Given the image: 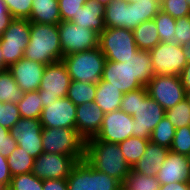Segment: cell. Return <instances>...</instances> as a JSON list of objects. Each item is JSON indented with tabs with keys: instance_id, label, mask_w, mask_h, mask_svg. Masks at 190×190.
Masks as SVG:
<instances>
[{
	"instance_id": "cell-1",
	"label": "cell",
	"mask_w": 190,
	"mask_h": 190,
	"mask_svg": "<svg viewBox=\"0 0 190 190\" xmlns=\"http://www.w3.org/2000/svg\"><path fill=\"white\" fill-rule=\"evenodd\" d=\"M160 10V0H112L104 6V24L106 28L134 30L142 22L153 19Z\"/></svg>"
},
{
	"instance_id": "cell-2",
	"label": "cell",
	"mask_w": 190,
	"mask_h": 190,
	"mask_svg": "<svg viewBox=\"0 0 190 190\" xmlns=\"http://www.w3.org/2000/svg\"><path fill=\"white\" fill-rule=\"evenodd\" d=\"M98 171L114 177L121 183L129 174L131 167L125 161L119 144L104 142L95 138L85 141V158Z\"/></svg>"
},
{
	"instance_id": "cell-3",
	"label": "cell",
	"mask_w": 190,
	"mask_h": 190,
	"mask_svg": "<svg viewBox=\"0 0 190 190\" xmlns=\"http://www.w3.org/2000/svg\"><path fill=\"white\" fill-rule=\"evenodd\" d=\"M58 25L31 23L30 38L24 58L43 65L63 59Z\"/></svg>"
},
{
	"instance_id": "cell-4",
	"label": "cell",
	"mask_w": 190,
	"mask_h": 190,
	"mask_svg": "<svg viewBox=\"0 0 190 190\" xmlns=\"http://www.w3.org/2000/svg\"><path fill=\"white\" fill-rule=\"evenodd\" d=\"M62 61L71 80L97 84L102 78L106 58L98 46L91 50L68 54Z\"/></svg>"
},
{
	"instance_id": "cell-5",
	"label": "cell",
	"mask_w": 190,
	"mask_h": 190,
	"mask_svg": "<svg viewBox=\"0 0 190 190\" xmlns=\"http://www.w3.org/2000/svg\"><path fill=\"white\" fill-rule=\"evenodd\" d=\"M43 152L73 156L77 161L85 158V140L76 128L42 127Z\"/></svg>"
},
{
	"instance_id": "cell-6",
	"label": "cell",
	"mask_w": 190,
	"mask_h": 190,
	"mask_svg": "<svg viewBox=\"0 0 190 190\" xmlns=\"http://www.w3.org/2000/svg\"><path fill=\"white\" fill-rule=\"evenodd\" d=\"M68 190H120L122 183L98 171L85 159L78 161L66 178Z\"/></svg>"
},
{
	"instance_id": "cell-7",
	"label": "cell",
	"mask_w": 190,
	"mask_h": 190,
	"mask_svg": "<svg viewBox=\"0 0 190 190\" xmlns=\"http://www.w3.org/2000/svg\"><path fill=\"white\" fill-rule=\"evenodd\" d=\"M99 48L106 60L120 63H126L139 50L133 30L125 28H105L99 35Z\"/></svg>"
},
{
	"instance_id": "cell-8",
	"label": "cell",
	"mask_w": 190,
	"mask_h": 190,
	"mask_svg": "<svg viewBox=\"0 0 190 190\" xmlns=\"http://www.w3.org/2000/svg\"><path fill=\"white\" fill-rule=\"evenodd\" d=\"M31 23L26 18H14L0 38L3 59L10 67L24 58V51L30 38Z\"/></svg>"
},
{
	"instance_id": "cell-9",
	"label": "cell",
	"mask_w": 190,
	"mask_h": 190,
	"mask_svg": "<svg viewBox=\"0 0 190 190\" xmlns=\"http://www.w3.org/2000/svg\"><path fill=\"white\" fill-rule=\"evenodd\" d=\"M70 82L71 78L62 60L46 65L38 89L43 108L59 98L66 97Z\"/></svg>"
},
{
	"instance_id": "cell-10",
	"label": "cell",
	"mask_w": 190,
	"mask_h": 190,
	"mask_svg": "<svg viewBox=\"0 0 190 190\" xmlns=\"http://www.w3.org/2000/svg\"><path fill=\"white\" fill-rule=\"evenodd\" d=\"M58 30L63 57L99 46V34L92 29L81 28L71 21H61Z\"/></svg>"
},
{
	"instance_id": "cell-11",
	"label": "cell",
	"mask_w": 190,
	"mask_h": 190,
	"mask_svg": "<svg viewBox=\"0 0 190 190\" xmlns=\"http://www.w3.org/2000/svg\"><path fill=\"white\" fill-rule=\"evenodd\" d=\"M152 62L153 76L179 75L188 64L183 53V46L160 42L149 50Z\"/></svg>"
},
{
	"instance_id": "cell-12",
	"label": "cell",
	"mask_w": 190,
	"mask_h": 190,
	"mask_svg": "<svg viewBox=\"0 0 190 190\" xmlns=\"http://www.w3.org/2000/svg\"><path fill=\"white\" fill-rule=\"evenodd\" d=\"M149 96L165 111L186 98L178 75H156L146 85Z\"/></svg>"
},
{
	"instance_id": "cell-13",
	"label": "cell",
	"mask_w": 190,
	"mask_h": 190,
	"mask_svg": "<svg viewBox=\"0 0 190 190\" xmlns=\"http://www.w3.org/2000/svg\"><path fill=\"white\" fill-rule=\"evenodd\" d=\"M166 116V111L152 99L148 91L138 100L136 113L132 115L133 137L150 140L157 124Z\"/></svg>"
},
{
	"instance_id": "cell-14",
	"label": "cell",
	"mask_w": 190,
	"mask_h": 190,
	"mask_svg": "<svg viewBox=\"0 0 190 190\" xmlns=\"http://www.w3.org/2000/svg\"><path fill=\"white\" fill-rule=\"evenodd\" d=\"M77 162L73 156L42 152L31 173L41 180L66 179Z\"/></svg>"
},
{
	"instance_id": "cell-15",
	"label": "cell",
	"mask_w": 190,
	"mask_h": 190,
	"mask_svg": "<svg viewBox=\"0 0 190 190\" xmlns=\"http://www.w3.org/2000/svg\"><path fill=\"white\" fill-rule=\"evenodd\" d=\"M133 117L120 109L105 113L97 140L119 144L133 136Z\"/></svg>"
},
{
	"instance_id": "cell-16",
	"label": "cell",
	"mask_w": 190,
	"mask_h": 190,
	"mask_svg": "<svg viewBox=\"0 0 190 190\" xmlns=\"http://www.w3.org/2000/svg\"><path fill=\"white\" fill-rule=\"evenodd\" d=\"M12 138L28 155L37 158L43 152L40 119L20 118L9 130Z\"/></svg>"
},
{
	"instance_id": "cell-17",
	"label": "cell",
	"mask_w": 190,
	"mask_h": 190,
	"mask_svg": "<svg viewBox=\"0 0 190 190\" xmlns=\"http://www.w3.org/2000/svg\"><path fill=\"white\" fill-rule=\"evenodd\" d=\"M76 105L67 97L59 98L42 109L40 122L47 128H76Z\"/></svg>"
},
{
	"instance_id": "cell-18",
	"label": "cell",
	"mask_w": 190,
	"mask_h": 190,
	"mask_svg": "<svg viewBox=\"0 0 190 190\" xmlns=\"http://www.w3.org/2000/svg\"><path fill=\"white\" fill-rule=\"evenodd\" d=\"M101 80L109 82L111 86L119 89L123 94L143 87L134 78L132 57L126 60V63L106 60Z\"/></svg>"
},
{
	"instance_id": "cell-19",
	"label": "cell",
	"mask_w": 190,
	"mask_h": 190,
	"mask_svg": "<svg viewBox=\"0 0 190 190\" xmlns=\"http://www.w3.org/2000/svg\"><path fill=\"white\" fill-rule=\"evenodd\" d=\"M46 65L22 58L12 64L8 70L13 75L19 88L25 93L36 91L40 88V82Z\"/></svg>"
},
{
	"instance_id": "cell-20",
	"label": "cell",
	"mask_w": 190,
	"mask_h": 190,
	"mask_svg": "<svg viewBox=\"0 0 190 190\" xmlns=\"http://www.w3.org/2000/svg\"><path fill=\"white\" fill-rule=\"evenodd\" d=\"M156 177L160 185L190 183V157L170 150Z\"/></svg>"
},
{
	"instance_id": "cell-21",
	"label": "cell",
	"mask_w": 190,
	"mask_h": 190,
	"mask_svg": "<svg viewBox=\"0 0 190 190\" xmlns=\"http://www.w3.org/2000/svg\"><path fill=\"white\" fill-rule=\"evenodd\" d=\"M105 113L95 103L80 104L76 107V130L86 141L99 133Z\"/></svg>"
},
{
	"instance_id": "cell-22",
	"label": "cell",
	"mask_w": 190,
	"mask_h": 190,
	"mask_svg": "<svg viewBox=\"0 0 190 190\" xmlns=\"http://www.w3.org/2000/svg\"><path fill=\"white\" fill-rule=\"evenodd\" d=\"M169 151L170 149L149 141L145 153L132 169L145 176H156L164 164Z\"/></svg>"
},
{
	"instance_id": "cell-23",
	"label": "cell",
	"mask_w": 190,
	"mask_h": 190,
	"mask_svg": "<svg viewBox=\"0 0 190 190\" xmlns=\"http://www.w3.org/2000/svg\"><path fill=\"white\" fill-rule=\"evenodd\" d=\"M104 6L94 0H88L70 21L81 28L92 29L99 35L105 30Z\"/></svg>"
},
{
	"instance_id": "cell-24",
	"label": "cell",
	"mask_w": 190,
	"mask_h": 190,
	"mask_svg": "<svg viewBox=\"0 0 190 190\" xmlns=\"http://www.w3.org/2000/svg\"><path fill=\"white\" fill-rule=\"evenodd\" d=\"M30 23L58 25L61 22L58 0H33Z\"/></svg>"
},
{
	"instance_id": "cell-25",
	"label": "cell",
	"mask_w": 190,
	"mask_h": 190,
	"mask_svg": "<svg viewBox=\"0 0 190 190\" xmlns=\"http://www.w3.org/2000/svg\"><path fill=\"white\" fill-rule=\"evenodd\" d=\"M96 87L94 101L104 113L120 109L123 93L119 89L103 80H100Z\"/></svg>"
},
{
	"instance_id": "cell-26",
	"label": "cell",
	"mask_w": 190,
	"mask_h": 190,
	"mask_svg": "<svg viewBox=\"0 0 190 190\" xmlns=\"http://www.w3.org/2000/svg\"><path fill=\"white\" fill-rule=\"evenodd\" d=\"M133 34L139 50L149 51L161 42L154 19L139 24V26L133 30Z\"/></svg>"
},
{
	"instance_id": "cell-27",
	"label": "cell",
	"mask_w": 190,
	"mask_h": 190,
	"mask_svg": "<svg viewBox=\"0 0 190 190\" xmlns=\"http://www.w3.org/2000/svg\"><path fill=\"white\" fill-rule=\"evenodd\" d=\"M133 75L144 87L153 78V68L148 50H138L132 56Z\"/></svg>"
},
{
	"instance_id": "cell-28",
	"label": "cell",
	"mask_w": 190,
	"mask_h": 190,
	"mask_svg": "<svg viewBox=\"0 0 190 190\" xmlns=\"http://www.w3.org/2000/svg\"><path fill=\"white\" fill-rule=\"evenodd\" d=\"M23 95L24 92L17 85L11 72L8 69L0 71V102L18 104Z\"/></svg>"
},
{
	"instance_id": "cell-29",
	"label": "cell",
	"mask_w": 190,
	"mask_h": 190,
	"mask_svg": "<svg viewBox=\"0 0 190 190\" xmlns=\"http://www.w3.org/2000/svg\"><path fill=\"white\" fill-rule=\"evenodd\" d=\"M96 83L71 80L66 97L76 106L87 104L95 99Z\"/></svg>"
},
{
	"instance_id": "cell-30",
	"label": "cell",
	"mask_w": 190,
	"mask_h": 190,
	"mask_svg": "<svg viewBox=\"0 0 190 190\" xmlns=\"http://www.w3.org/2000/svg\"><path fill=\"white\" fill-rule=\"evenodd\" d=\"M149 141L150 140L132 136L119 143L125 161L131 168L135 166L138 160L145 153L146 146Z\"/></svg>"
},
{
	"instance_id": "cell-31",
	"label": "cell",
	"mask_w": 190,
	"mask_h": 190,
	"mask_svg": "<svg viewBox=\"0 0 190 190\" xmlns=\"http://www.w3.org/2000/svg\"><path fill=\"white\" fill-rule=\"evenodd\" d=\"M17 105L21 118L40 119L43 105L38 90L25 92Z\"/></svg>"
},
{
	"instance_id": "cell-32",
	"label": "cell",
	"mask_w": 190,
	"mask_h": 190,
	"mask_svg": "<svg viewBox=\"0 0 190 190\" xmlns=\"http://www.w3.org/2000/svg\"><path fill=\"white\" fill-rule=\"evenodd\" d=\"M122 187L125 190H159L160 183L156 176H145L131 168Z\"/></svg>"
},
{
	"instance_id": "cell-33",
	"label": "cell",
	"mask_w": 190,
	"mask_h": 190,
	"mask_svg": "<svg viewBox=\"0 0 190 190\" xmlns=\"http://www.w3.org/2000/svg\"><path fill=\"white\" fill-rule=\"evenodd\" d=\"M34 160L35 158L28 155L26 151L17 146V148L7 158L12 177L31 172Z\"/></svg>"
},
{
	"instance_id": "cell-34",
	"label": "cell",
	"mask_w": 190,
	"mask_h": 190,
	"mask_svg": "<svg viewBox=\"0 0 190 190\" xmlns=\"http://www.w3.org/2000/svg\"><path fill=\"white\" fill-rule=\"evenodd\" d=\"M175 130L176 128L165 116L154 128L150 141L154 144H158L170 149L173 138L175 136Z\"/></svg>"
},
{
	"instance_id": "cell-35",
	"label": "cell",
	"mask_w": 190,
	"mask_h": 190,
	"mask_svg": "<svg viewBox=\"0 0 190 190\" xmlns=\"http://www.w3.org/2000/svg\"><path fill=\"white\" fill-rule=\"evenodd\" d=\"M166 117L176 129L190 126V104L188 100L185 98L174 107L166 110Z\"/></svg>"
},
{
	"instance_id": "cell-36",
	"label": "cell",
	"mask_w": 190,
	"mask_h": 190,
	"mask_svg": "<svg viewBox=\"0 0 190 190\" xmlns=\"http://www.w3.org/2000/svg\"><path fill=\"white\" fill-rule=\"evenodd\" d=\"M153 19L157 26L160 41L172 43L175 35L176 19L161 10Z\"/></svg>"
},
{
	"instance_id": "cell-37",
	"label": "cell",
	"mask_w": 190,
	"mask_h": 190,
	"mask_svg": "<svg viewBox=\"0 0 190 190\" xmlns=\"http://www.w3.org/2000/svg\"><path fill=\"white\" fill-rule=\"evenodd\" d=\"M12 190H43V180L31 172L13 176L9 185Z\"/></svg>"
},
{
	"instance_id": "cell-38",
	"label": "cell",
	"mask_w": 190,
	"mask_h": 190,
	"mask_svg": "<svg viewBox=\"0 0 190 190\" xmlns=\"http://www.w3.org/2000/svg\"><path fill=\"white\" fill-rule=\"evenodd\" d=\"M170 150L180 155L190 157V126H185L175 130Z\"/></svg>"
},
{
	"instance_id": "cell-39",
	"label": "cell",
	"mask_w": 190,
	"mask_h": 190,
	"mask_svg": "<svg viewBox=\"0 0 190 190\" xmlns=\"http://www.w3.org/2000/svg\"><path fill=\"white\" fill-rule=\"evenodd\" d=\"M161 11L174 19L190 15V6L186 0H160Z\"/></svg>"
},
{
	"instance_id": "cell-40",
	"label": "cell",
	"mask_w": 190,
	"mask_h": 190,
	"mask_svg": "<svg viewBox=\"0 0 190 190\" xmlns=\"http://www.w3.org/2000/svg\"><path fill=\"white\" fill-rule=\"evenodd\" d=\"M20 118L17 104L0 102V125L2 127L10 130Z\"/></svg>"
},
{
	"instance_id": "cell-41",
	"label": "cell",
	"mask_w": 190,
	"mask_h": 190,
	"mask_svg": "<svg viewBox=\"0 0 190 190\" xmlns=\"http://www.w3.org/2000/svg\"><path fill=\"white\" fill-rule=\"evenodd\" d=\"M147 92L146 87L139 88L134 91H130L123 94L120 110L127 113L128 115H133L136 113L138 107V100Z\"/></svg>"
},
{
	"instance_id": "cell-42",
	"label": "cell",
	"mask_w": 190,
	"mask_h": 190,
	"mask_svg": "<svg viewBox=\"0 0 190 190\" xmlns=\"http://www.w3.org/2000/svg\"><path fill=\"white\" fill-rule=\"evenodd\" d=\"M4 2L14 18H29L33 0H4Z\"/></svg>"
},
{
	"instance_id": "cell-43",
	"label": "cell",
	"mask_w": 190,
	"mask_h": 190,
	"mask_svg": "<svg viewBox=\"0 0 190 190\" xmlns=\"http://www.w3.org/2000/svg\"><path fill=\"white\" fill-rule=\"evenodd\" d=\"M190 40V15L176 19L175 35L172 43L177 45L186 44Z\"/></svg>"
},
{
	"instance_id": "cell-44",
	"label": "cell",
	"mask_w": 190,
	"mask_h": 190,
	"mask_svg": "<svg viewBox=\"0 0 190 190\" xmlns=\"http://www.w3.org/2000/svg\"><path fill=\"white\" fill-rule=\"evenodd\" d=\"M88 0H58L61 21H70Z\"/></svg>"
},
{
	"instance_id": "cell-45",
	"label": "cell",
	"mask_w": 190,
	"mask_h": 190,
	"mask_svg": "<svg viewBox=\"0 0 190 190\" xmlns=\"http://www.w3.org/2000/svg\"><path fill=\"white\" fill-rule=\"evenodd\" d=\"M17 146V142L12 138L9 129L0 125V154L8 158Z\"/></svg>"
},
{
	"instance_id": "cell-46",
	"label": "cell",
	"mask_w": 190,
	"mask_h": 190,
	"mask_svg": "<svg viewBox=\"0 0 190 190\" xmlns=\"http://www.w3.org/2000/svg\"><path fill=\"white\" fill-rule=\"evenodd\" d=\"M12 175L9 170L7 157L0 154V185L2 187H9Z\"/></svg>"
},
{
	"instance_id": "cell-47",
	"label": "cell",
	"mask_w": 190,
	"mask_h": 190,
	"mask_svg": "<svg viewBox=\"0 0 190 190\" xmlns=\"http://www.w3.org/2000/svg\"><path fill=\"white\" fill-rule=\"evenodd\" d=\"M13 19L14 17L9 13L4 0H0V38Z\"/></svg>"
},
{
	"instance_id": "cell-48",
	"label": "cell",
	"mask_w": 190,
	"mask_h": 190,
	"mask_svg": "<svg viewBox=\"0 0 190 190\" xmlns=\"http://www.w3.org/2000/svg\"><path fill=\"white\" fill-rule=\"evenodd\" d=\"M43 190H68L66 179L43 180Z\"/></svg>"
},
{
	"instance_id": "cell-49",
	"label": "cell",
	"mask_w": 190,
	"mask_h": 190,
	"mask_svg": "<svg viewBox=\"0 0 190 190\" xmlns=\"http://www.w3.org/2000/svg\"><path fill=\"white\" fill-rule=\"evenodd\" d=\"M185 91L190 90V63H188L178 75Z\"/></svg>"
},
{
	"instance_id": "cell-50",
	"label": "cell",
	"mask_w": 190,
	"mask_h": 190,
	"mask_svg": "<svg viewBox=\"0 0 190 190\" xmlns=\"http://www.w3.org/2000/svg\"><path fill=\"white\" fill-rule=\"evenodd\" d=\"M159 190H190V183L178 182L160 185Z\"/></svg>"
},
{
	"instance_id": "cell-51",
	"label": "cell",
	"mask_w": 190,
	"mask_h": 190,
	"mask_svg": "<svg viewBox=\"0 0 190 190\" xmlns=\"http://www.w3.org/2000/svg\"><path fill=\"white\" fill-rule=\"evenodd\" d=\"M183 53L186 57L187 63H190V40L186 44H184Z\"/></svg>"
},
{
	"instance_id": "cell-52",
	"label": "cell",
	"mask_w": 190,
	"mask_h": 190,
	"mask_svg": "<svg viewBox=\"0 0 190 190\" xmlns=\"http://www.w3.org/2000/svg\"><path fill=\"white\" fill-rule=\"evenodd\" d=\"M2 48L0 45V71L7 70L9 67L5 64L4 59H3V53H2Z\"/></svg>"
},
{
	"instance_id": "cell-53",
	"label": "cell",
	"mask_w": 190,
	"mask_h": 190,
	"mask_svg": "<svg viewBox=\"0 0 190 190\" xmlns=\"http://www.w3.org/2000/svg\"><path fill=\"white\" fill-rule=\"evenodd\" d=\"M94 1L101 3L103 5H106L107 3L111 2L112 0H94Z\"/></svg>"
},
{
	"instance_id": "cell-54",
	"label": "cell",
	"mask_w": 190,
	"mask_h": 190,
	"mask_svg": "<svg viewBox=\"0 0 190 190\" xmlns=\"http://www.w3.org/2000/svg\"><path fill=\"white\" fill-rule=\"evenodd\" d=\"M186 99L188 100V102L190 104V90L186 91Z\"/></svg>"
},
{
	"instance_id": "cell-55",
	"label": "cell",
	"mask_w": 190,
	"mask_h": 190,
	"mask_svg": "<svg viewBox=\"0 0 190 190\" xmlns=\"http://www.w3.org/2000/svg\"><path fill=\"white\" fill-rule=\"evenodd\" d=\"M2 190H12V189L9 187H4Z\"/></svg>"
},
{
	"instance_id": "cell-56",
	"label": "cell",
	"mask_w": 190,
	"mask_h": 190,
	"mask_svg": "<svg viewBox=\"0 0 190 190\" xmlns=\"http://www.w3.org/2000/svg\"><path fill=\"white\" fill-rule=\"evenodd\" d=\"M127 2H136L138 0H126Z\"/></svg>"
}]
</instances>
